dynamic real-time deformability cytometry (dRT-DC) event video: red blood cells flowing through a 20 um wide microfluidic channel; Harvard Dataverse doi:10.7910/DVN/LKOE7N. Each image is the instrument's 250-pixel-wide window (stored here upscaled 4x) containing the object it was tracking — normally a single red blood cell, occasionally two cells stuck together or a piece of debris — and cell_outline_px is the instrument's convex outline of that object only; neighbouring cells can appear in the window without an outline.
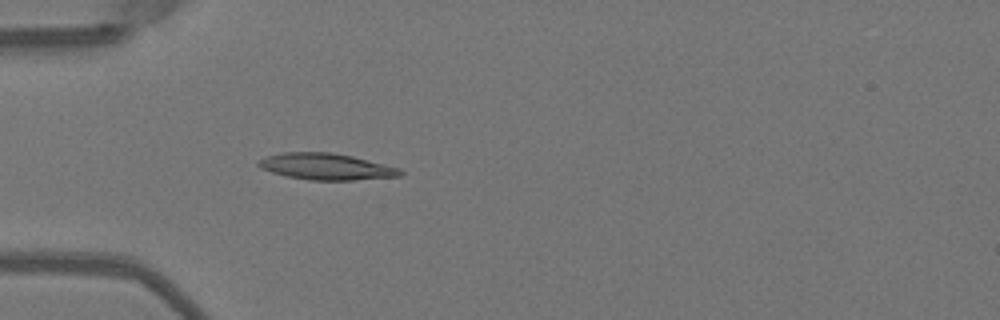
{"species": "Egyptian fruit bat (a non-hibernating species)", "species_latin": "Rousettus aegyptiacus", "temperature_condition": "warm", "stored_images_in_passage": 36, "camera_frame_rate_fps": 3000, "um_per_image_px": 0.085, "animal": {"sex": "female"}, "frame": {"image": 1, "passage_image": 1, "time_ms": 0.0, "image_size_px": [1000, 320], "cell_outline_px": [[404, 172], [400, 176], [352, 180], [308, 180], [288, 176], [272, 172], [260, 168], [256, 164], [260, 160], [268, 156], [284, 152], [328, 152], [352, 156], [400, 168]], "centroid_in_image_um": [27.73, 14.16], "position_along_channel_um": 57.3, "area_um2": 21.62}}
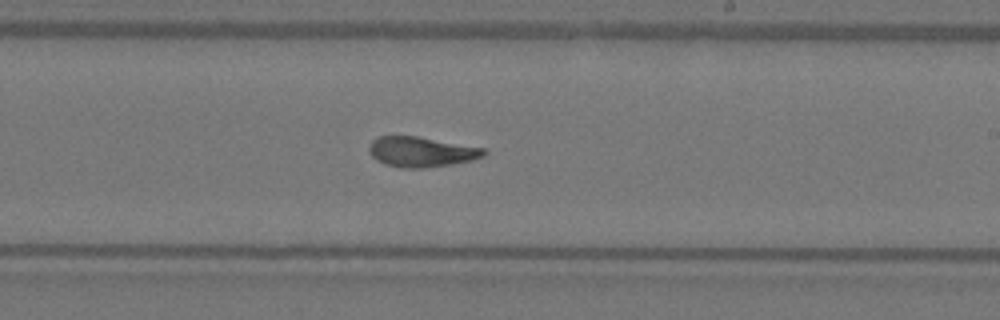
{"frame": {"image": 2, "passage_image": 16, "time_ms": 5.0, "image_size_px": [1000, 320], "cell_outline_px": [[488, 152], [484, 156], [472, 160], [452, 164], [424, 168], [400, 168], [384, 164], [376, 160], [368, 152], [368, 148], [372, 140], [376, 136], [416, 136], [484, 148]], "centroid_in_image_um": [35.78, 12.91], "position_along_channel_um": 253.2, "area_um2": 20.29}}
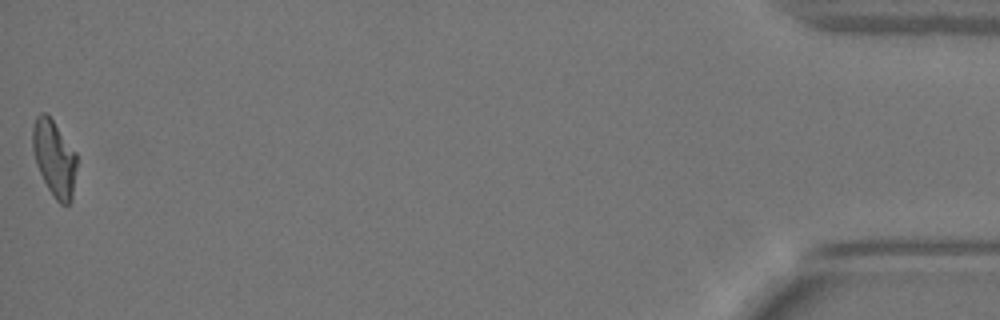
{"frame": {"image": 3, "passage_image": 36, "time_ms": 11.667, "image_size_px": [1000, 320], "cell_outline_px": [[76, 168], [72, 200], [68, 204], [60, 204], [56, 200], [48, 188], [36, 164], [32, 148], [32, 128], [36, 116], [40, 112], [44, 112], [52, 120], [76, 152]], "centroid_in_image_um": [4.6, 13.45], "position_along_channel_um": 430.6, "area_um2": 19.42}, "authors_computed_cell_mechanics": {"area_um2": 20.3167, "velocity_mm_per_s": 4.0354, "shape_relaxation_time_tau1_ms": 7.2305, "shape_relaxation_time_tau2_ms": 1.8826, "deformation_change_tau1": 0.2535, "deformation_change_tau2": 0.0913}}